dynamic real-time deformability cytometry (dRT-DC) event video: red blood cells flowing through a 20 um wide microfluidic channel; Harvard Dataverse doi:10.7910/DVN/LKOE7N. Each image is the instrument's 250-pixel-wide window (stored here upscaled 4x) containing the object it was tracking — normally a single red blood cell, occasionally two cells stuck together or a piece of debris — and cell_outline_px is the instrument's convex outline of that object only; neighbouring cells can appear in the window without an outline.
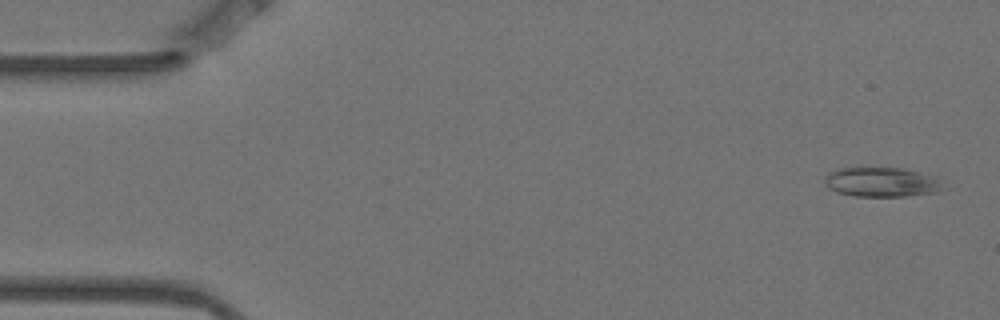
{"species": "Egyptian fruit bat (a non-hibernating species)", "species_latin": "Rousettus aegyptiacus", "temperature_condition": "warm", "stored_images_in_passage": 4, "camera_frame_rate_fps": 3000, "um_per_image_px": 0.085, "animal": {"sex": "female"}, "frame": {"image": 1, "passage_image": 1, "time_ms": 0.0, "image_size_px": [1000, 320], "cell_outline_px": [[948, 188], [936, 192], [908, 196], [856, 196], [836, 192], [828, 188], [824, 184], [824, 180], [832, 172], [840, 168], [904, 168], [936, 176]], "centroid_in_image_um": [75.02, 15.48], "position_along_channel_um": 10.0, "area_um2": 20.52}}
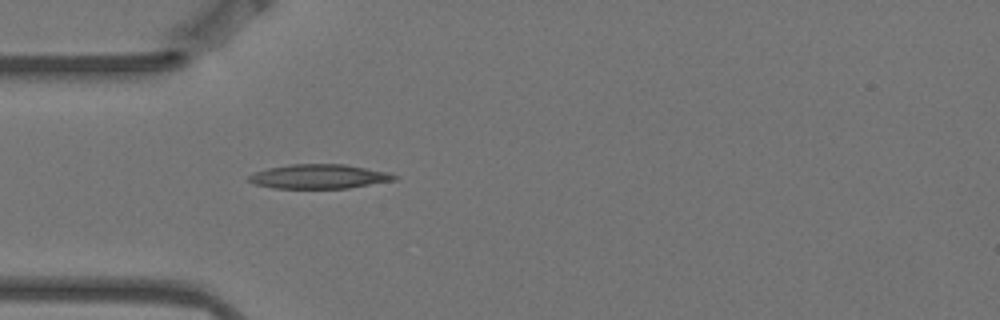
{"frame": {"image": 2, "passage_image": 4, "time_ms": 1.0, "image_size_px": [1000, 320], "cell_outline_px": [[400, 176], [396, 180], [348, 188], [272, 188], [256, 184], [248, 180], [248, 176], [256, 172], [268, 168], [292, 164], [344, 164], [388, 172]], "centroid_in_image_um": [27.16, 15.0], "position_along_channel_um": 57.8, "area_um2": 20.52}}